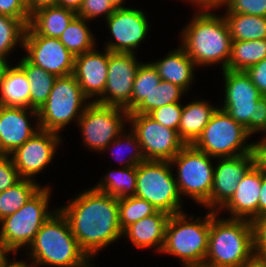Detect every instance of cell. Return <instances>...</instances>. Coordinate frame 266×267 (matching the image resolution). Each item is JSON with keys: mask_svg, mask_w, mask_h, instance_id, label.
Returning <instances> with one entry per match:
<instances>
[{"mask_svg": "<svg viewBox=\"0 0 266 267\" xmlns=\"http://www.w3.org/2000/svg\"><path fill=\"white\" fill-rule=\"evenodd\" d=\"M80 248L92 258L122 235L118 199L92 187L60 208Z\"/></svg>", "mask_w": 266, "mask_h": 267, "instance_id": "1", "label": "cell"}, {"mask_svg": "<svg viewBox=\"0 0 266 267\" xmlns=\"http://www.w3.org/2000/svg\"><path fill=\"white\" fill-rule=\"evenodd\" d=\"M31 267H90L89 257L80 248L65 215L56 210L44 222L30 244ZM92 267V266H91Z\"/></svg>", "mask_w": 266, "mask_h": 267, "instance_id": "2", "label": "cell"}, {"mask_svg": "<svg viewBox=\"0 0 266 267\" xmlns=\"http://www.w3.org/2000/svg\"><path fill=\"white\" fill-rule=\"evenodd\" d=\"M182 32L181 47L195 65H211L222 62L226 70L231 55L232 39L224 17L199 12Z\"/></svg>", "mask_w": 266, "mask_h": 267, "instance_id": "3", "label": "cell"}, {"mask_svg": "<svg viewBox=\"0 0 266 267\" xmlns=\"http://www.w3.org/2000/svg\"><path fill=\"white\" fill-rule=\"evenodd\" d=\"M255 252L253 222L216 219L210 210L208 251L203 267H237Z\"/></svg>", "mask_w": 266, "mask_h": 267, "instance_id": "4", "label": "cell"}, {"mask_svg": "<svg viewBox=\"0 0 266 267\" xmlns=\"http://www.w3.org/2000/svg\"><path fill=\"white\" fill-rule=\"evenodd\" d=\"M204 218L191 221L184 212L171 215L161 252L178 256L184 267H203L208 251L210 211Z\"/></svg>", "mask_w": 266, "mask_h": 267, "instance_id": "5", "label": "cell"}, {"mask_svg": "<svg viewBox=\"0 0 266 267\" xmlns=\"http://www.w3.org/2000/svg\"><path fill=\"white\" fill-rule=\"evenodd\" d=\"M170 161L145 160L137 165L135 196L169 215L182 213L181 195Z\"/></svg>", "mask_w": 266, "mask_h": 267, "instance_id": "6", "label": "cell"}, {"mask_svg": "<svg viewBox=\"0 0 266 267\" xmlns=\"http://www.w3.org/2000/svg\"><path fill=\"white\" fill-rule=\"evenodd\" d=\"M86 99L73 74L57 77L47 101L37 111V127L59 133L72 119L79 120L87 107L83 104Z\"/></svg>", "mask_w": 266, "mask_h": 267, "instance_id": "7", "label": "cell"}, {"mask_svg": "<svg viewBox=\"0 0 266 267\" xmlns=\"http://www.w3.org/2000/svg\"><path fill=\"white\" fill-rule=\"evenodd\" d=\"M249 136L243 125L218 108L192 145L213 158H231L252 152V143H244Z\"/></svg>", "mask_w": 266, "mask_h": 267, "instance_id": "8", "label": "cell"}, {"mask_svg": "<svg viewBox=\"0 0 266 267\" xmlns=\"http://www.w3.org/2000/svg\"><path fill=\"white\" fill-rule=\"evenodd\" d=\"M50 190L41 188L20 209L0 220V235L15 252L21 246H30L44 222L51 216L48 212Z\"/></svg>", "mask_w": 266, "mask_h": 267, "instance_id": "9", "label": "cell"}, {"mask_svg": "<svg viewBox=\"0 0 266 267\" xmlns=\"http://www.w3.org/2000/svg\"><path fill=\"white\" fill-rule=\"evenodd\" d=\"M210 157L193 145H185L170 161L178 167L176 182L181 196L187 195L203 205L208 202L214 175Z\"/></svg>", "mask_w": 266, "mask_h": 267, "instance_id": "10", "label": "cell"}, {"mask_svg": "<svg viewBox=\"0 0 266 267\" xmlns=\"http://www.w3.org/2000/svg\"><path fill=\"white\" fill-rule=\"evenodd\" d=\"M128 115L129 113L123 107L96 102L87 103L86 109L78 120L86 146L97 151L109 148L111 141L122 134Z\"/></svg>", "mask_w": 266, "mask_h": 267, "instance_id": "11", "label": "cell"}, {"mask_svg": "<svg viewBox=\"0 0 266 267\" xmlns=\"http://www.w3.org/2000/svg\"><path fill=\"white\" fill-rule=\"evenodd\" d=\"M145 160L171 161L186 145L172 128L162 126L148 114H129Z\"/></svg>", "mask_w": 266, "mask_h": 267, "instance_id": "12", "label": "cell"}, {"mask_svg": "<svg viewBox=\"0 0 266 267\" xmlns=\"http://www.w3.org/2000/svg\"><path fill=\"white\" fill-rule=\"evenodd\" d=\"M225 99L222 110L243 125L252 135L255 132L256 103L262 98L245 71L223 70Z\"/></svg>", "mask_w": 266, "mask_h": 267, "instance_id": "13", "label": "cell"}, {"mask_svg": "<svg viewBox=\"0 0 266 267\" xmlns=\"http://www.w3.org/2000/svg\"><path fill=\"white\" fill-rule=\"evenodd\" d=\"M32 64L57 77L73 74L75 56L60 42L59 38L38 35L29 25L22 44Z\"/></svg>", "mask_w": 266, "mask_h": 267, "instance_id": "14", "label": "cell"}, {"mask_svg": "<svg viewBox=\"0 0 266 267\" xmlns=\"http://www.w3.org/2000/svg\"><path fill=\"white\" fill-rule=\"evenodd\" d=\"M135 53H114L109 51L108 77L104 93L93 102L102 105L123 107L131 113V95L137 70Z\"/></svg>", "mask_w": 266, "mask_h": 267, "instance_id": "15", "label": "cell"}, {"mask_svg": "<svg viewBox=\"0 0 266 267\" xmlns=\"http://www.w3.org/2000/svg\"><path fill=\"white\" fill-rule=\"evenodd\" d=\"M146 18L141 10L116 8L106 19L115 42H110L105 49L114 53H134L133 50L147 35L149 25Z\"/></svg>", "mask_w": 266, "mask_h": 267, "instance_id": "16", "label": "cell"}, {"mask_svg": "<svg viewBox=\"0 0 266 267\" xmlns=\"http://www.w3.org/2000/svg\"><path fill=\"white\" fill-rule=\"evenodd\" d=\"M60 139L56 132L39 129L11 153L20 177L31 180L35 174L41 172L52 161Z\"/></svg>", "mask_w": 266, "mask_h": 267, "instance_id": "17", "label": "cell"}, {"mask_svg": "<svg viewBox=\"0 0 266 267\" xmlns=\"http://www.w3.org/2000/svg\"><path fill=\"white\" fill-rule=\"evenodd\" d=\"M218 162L217 167H214L211 196L204 205L214 212L221 210L231 199L239 181L255 164L253 152L237 157L221 158V161L219 160ZM218 205L219 207L216 209Z\"/></svg>", "mask_w": 266, "mask_h": 267, "instance_id": "18", "label": "cell"}, {"mask_svg": "<svg viewBox=\"0 0 266 267\" xmlns=\"http://www.w3.org/2000/svg\"><path fill=\"white\" fill-rule=\"evenodd\" d=\"M29 112L38 117L37 110L31 108L0 105V155H10L39 131V127L31 128Z\"/></svg>", "mask_w": 266, "mask_h": 267, "instance_id": "19", "label": "cell"}, {"mask_svg": "<svg viewBox=\"0 0 266 267\" xmlns=\"http://www.w3.org/2000/svg\"><path fill=\"white\" fill-rule=\"evenodd\" d=\"M108 63V49L103 54L94 48L74 58L73 75L88 99L103 95L108 77Z\"/></svg>", "mask_w": 266, "mask_h": 267, "instance_id": "20", "label": "cell"}, {"mask_svg": "<svg viewBox=\"0 0 266 267\" xmlns=\"http://www.w3.org/2000/svg\"><path fill=\"white\" fill-rule=\"evenodd\" d=\"M260 188L261 169L254 164L239 181L233 196L222 208L231 213V219H248L253 222L258 217Z\"/></svg>", "mask_w": 266, "mask_h": 267, "instance_id": "21", "label": "cell"}, {"mask_svg": "<svg viewBox=\"0 0 266 267\" xmlns=\"http://www.w3.org/2000/svg\"><path fill=\"white\" fill-rule=\"evenodd\" d=\"M171 215L163 211L144 217L122 231L138 248L156 247L160 252L165 242L167 223Z\"/></svg>", "mask_w": 266, "mask_h": 267, "instance_id": "22", "label": "cell"}, {"mask_svg": "<svg viewBox=\"0 0 266 267\" xmlns=\"http://www.w3.org/2000/svg\"><path fill=\"white\" fill-rule=\"evenodd\" d=\"M152 64L162 80L176 84L185 91L194 78L193 71L196 65L181 46L169 53L163 60L152 62Z\"/></svg>", "mask_w": 266, "mask_h": 267, "instance_id": "23", "label": "cell"}, {"mask_svg": "<svg viewBox=\"0 0 266 267\" xmlns=\"http://www.w3.org/2000/svg\"><path fill=\"white\" fill-rule=\"evenodd\" d=\"M218 108L212 107L205 101H194L183 106L178 135L186 145H192L201 135Z\"/></svg>", "mask_w": 266, "mask_h": 267, "instance_id": "24", "label": "cell"}, {"mask_svg": "<svg viewBox=\"0 0 266 267\" xmlns=\"http://www.w3.org/2000/svg\"><path fill=\"white\" fill-rule=\"evenodd\" d=\"M76 15L75 12L57 5L47 6L31 14L29 26L38 35L59 38Z\"/></svg>", "mask_w": 266, "mask_h": 267, "instance_id": "25", "label": "cell"}, {"mask_svg": "<svg viewBox=\"0 0 266 267\" xmlns=\"http://www.w3.org/2000/svg\"><path fill=\"white\" fill-rule=\"evenodd\" d=\"M30 82L18 66L9 67L0 82V105L30 108Z\"/></svg>", "mask_w": 266, "mask_h": 267, "instance_id": "26", "label": "cell"}, {"mask_svg": "<svg viewBox=\"0 0 266 267\" xmlns=\"http://www.w3.org/2000/svg\"><path fill=\"white\" fill-rule=\"evenodd\" d=\"M18 66L25 72L30 82V108L38 111L47 101L57 76L30 63L25 57Z\"/></svg>", "mask_w": 266, "mask_h": 267, "instance_id": "27", "label": "cell"}, {"mask_svg": "<svg viewBox=\"0 0 266 267\" xmlns=\"http://www.w3.org/2000/svg\"><path fill=\"white\" fill-rule=\"evenodd\" d=\"M232 41L266 39V17L240 13H226Z\"/></svg>", "mask_w": 266, "mask_h": 267, "instance_id": "28", "label": "cell"}, {"mask_svg": "<svg viewBox=\"0 0 266 267\" xmlns=\"http://www.w3.org/2000/svg\"><path fill=\"white\" fill-rule=\"evenodd\" d=\"M266 58V39L232 41L226 70L246 71Z\"/></svg>", "mask_w": 266, "mask_h": 267, "instance_id": "29", "label": "cell"}, {"mask_svg": "<svg viewBox=\"0 0 266 267\" xmlns=\"http://www.w3.org/2000/svg\"><path fill=\"white\" fill-rule=\"evenodd\" d=\"M111 171L94 188L117 199L135 196L137 166Z\"/></svg>", "mask_w": 266, "mask_h": 267, "instance_id": "30", "label": "cell"}, {"mask_svg": "<svg viewBox=\"0 0 266 267\" xmlns=\"http://www.w3.org/2000/svg\"><path fill=\"white\" fill-rule=\"evenodd\" d=\"M41 187L30 179H21L12 187L0 192V220L20 209Z\"/></svg>", "mask_w": 266, "mask_h": 267, "instance_id": "31", "label": "cell"}, {"mask_svg": "<svg viewBox=\"0 0 266 267\" xmlns=\"http://www.w3.org/2000/svg\"><path fill=\"white\" fill-rule=\"evenodd\" d=\"M82 17L75 16L59 37L60 42L76 57L95 47L94 37Z\"/></svg>", "mask_w": 266, "mask_h": 267, "instance_id": "32", "label": "cell"}, {"mask_svg": "<svg viewBox=\"0 0 266 267\" xmlns=\"http://www.w3.org/2000/svg\"><path fill=\"white\" fill-rule=\"evenodd\" d=\"M184 92L185 90L180 86L161 80L160 84L150 92L148 97L129 114H149L156 108L179 102Z\"/></svg>", "mask_w": 266, "mask_h": 267, "instance_id": "33", "label": "cell"}, {"mask_svg": "<svg viewBox=\"0 0 266 267\" xmlns=\"http://www.w3.org/2000/svg\"><path fill=\"white\" fill-rule=\"evenodd\" d=\"M161 80L152 63L140 64L133 83L131 112L148 97L150 92L160 84Z\"/></svg>", "mask_w": 266, "mask_h": 267, "instance_id": "34", "label": "cell"}, {"mask_svg": "<svg viewBox=\"0 0 266 267\" xmlns=\"http://www.w3.org/2000/svg\"><path fill=\"white\" fill-rule=\"evenodd\" d=\"M118 207L119 223L122 231L129 225L157 211L151 203L136 196L118 199Z\"/></svg>", "mask_w": 266, "mask_h": 267, "instance_id": "35", "label": "cell"}, {"mask_svg": "<svg viewBox=\"0 0 266 267\" xmlns=\"http://www.w3.org/2000/svg\"><path fill=\"white\" fill-rule=\"evenodd\" d=\"M26 25L20 20L0 14V55L7 56L16 44H23Z\"/></svg>", "mask_w": 266, "mask_h": 267, "instance_id": "36", "label": "cell"}, {"mask_svg": "<svg viewBox=\"0 0 266 267\" xmlns=\"http://www.w3.org/2000/svg\"><path fill=\"white\" fill-rule=\"evenodd\" d=\"M183 106L179 102L170 103L152 110L148 115L162 126L178 132Z\"/></svg>", "mask_w": 266, "mask_h": 267, "instance_id": "37", "label": "cell"}, {"mask_svg": "<svg viewBox=\"0 0 266 267\" xmlns=\"http://www.w3.org/2000/svg\"><path fill=\"white\" fill-rule=\"evenodd\" d=\"M115 9V5L110 0H83L77 16L91 20L103 14L107 19Z\"/></svg>", "mask_w": 266, "mask_h": 267, "instance_id": "38", "label": "cell"}, {"mask_svg": "<svg viewBox=\"0 0 266 267\" xmlns=\"http://www.w3.org/2000/svg\"><path fill=\"white\" fill-rule=\"evenodd\" d=\"M227 13H240L266 17V0H226Z\"/></svg>", "mask_w": 266, "mask_h": 267, "instance_id": "39", "label": "cell"}, {"mask_svg": "<svg viewBox=\"0 0 266 267\" xmlns=\"http://www.w3.org/2000/svg\"><path fill=\"white\" fill-rule=\"evenodd\" d=\"M124 140H126L127 146H122L123 145L122 142L125 144ZM111 144L112 145L114 144L113 145L114 147L117 146L118 151L122 150L121 148H123V147L124 148H127L128 146L133 147V149H134L133 153L132 154L130 153V157L128 158V161L125 163L124 167L137 166L141 162L145 161V157L143 155L141 145L138 142L137 136L133 131L131 132V134H128V133L126 135L120 134L116 139H114L113 143L111 142ZM112 154H114V152H112ZM118 155H121V153H119ZM119 161H121V160H119Z\"/></svg>", "mask_w": 266, "mask_h": 267, "instance_id": "40", "label": "cell"}, {"mask_svg": "<svg viewBox=\"0 0 266 267\" xmlns=\"http://www.w3.org/2000/svg\"><path fill=\"white\" fill-rule=\"evenodd\" d=\"M22 178L10 155H0V192L12 187Z\"/></svg>", "mask_w": 266, "mask_h": 267, "instance_id": "41", "label": "cell"}, {"mask_svg": "<svg viewBox=\"0 0 266 267\" xmlns=\"http://www.w3.org/2000/svg\"><path fill=\"white\" fill-rule=\"evenodd\" d=\"M0 14L20 19L26 26L31 18L24 0H0Z\"/></svg>", "mask_w": 266, "mask_h": 267, "instance_id": "42", "label": "cell"}, {"mask_svg": "<svg viewBox=\"0 0 266 267\" xmlns=\"http://www.w3.org/2000/svg\"><path fill=\"white\" fill-rule=\"evenodd\" d=\"M262 97H266V58L245 71Z\"/></svg>", "mask_w": 266, "mask_h": 267, "instance_id": "43", "label": "cell"}, {"mask_svg": "<svg viewBox=\"0 0 266 267\" xmlns=\"http://www.w3.org/2000/svg\"><path fill=\"white\" fill-rule=\"evenodd\" d=\"M255 252L266 257V214L253 221Z\"/></svg>", "mask_w": 266, "mask_h": 267, "instance_id": "44", "label": "cell"}, {"mask_svg": "<svg viewBox=\"0 0 266 267\" xmlns=\"http://www.w3.org/2000/svg\"><path fill=\"white\" fill-rule=\"evenodd\" d=\"M254 163L266 174V137L258 143H252Z\"/></svg>", "mask_w": 266, "mask_h": 267, "instance_id": "45", "label": "cell"}, {"mask_svg": "<svg viewBox=\"0 0 266 267\" xmlns=\"http://www.w3.org/2000/svg\"><path fill=\"white\" fill-rule=\"evenodd\" d=\"M255 112V133L257 131L266 132V97L260 98L256 103Z\"/></svg>", "mask_w": 266, "mask_h": 267, "instance_id": "46", "label": "cell"}, {"mask_svg": "<svg viewBox=\"0 0 266 267\" xmlns=\"http://www.w3.org/2000/svg\"><path fill=\"white\" fill-rule=\"evenodd\" d=\"M24 2L30 15L40 8L57 4V0H24Z\"/></svg>", "mask_w": 266, "mask_h": 267, "instance_id": "47", "label": "cell"}, {"mask_svg": "<svg viewBox=\"0 0 266 267\" xmlns=\"http://www.w3.org/2000/svg\"><path fill=\"white\" fill-rule=\"evenodd\" d=\"M266 214V174L261 171V188L258 202V217Z\"/></svg>", "mask_w": 266, "mask_h": 267, "instance_id": "48", "label": "cell"}, {"mask_svg": "<svg viewBox=\"0 0 266 267\" xmlns=\"http://www.w3.org/2000/svg\"><path fill=\"white\" fill-rule=\"evenodd\" d=\"M237 267H266V257L254 252Z\"/></svg>", "mask_w": 266, "mask_h": 267, "instance_id": "49", "label": "cell"}, {"mask_svg": "<svg viewBox=\"0 0 266 267\" xmlns=\"http://www.w3.org/2000/svg\"><path fill=\"white\" fill-rule=\"evenodd\" d=\"M192 3H196L197 6L200 8V12H207L208 9L211 8H218L219 6L224 5L226 0H189ZM203 9V10H201Z\"/></svg>", "mask_w": 266, "mask_h": 267, "instance_id": "50", "label": "cell"}, {"mask_svg": "<svg viewBox=\"0 0 266 267\" xmlns=\"http://www.w3.org/2000/svg\"><path fill=\"white\" fill-rule=\"evenodd\" d=\"M82 2L83 0H57L56 5L71 10L77 14L81 8Z\"/></svg>", "mask_w": 266, "mask_h": 267, "instance_id": "51", "label": "cell"}, {"mask_svg": "<svg viewBox=\"0 0 266 267\" xmlns=\"http://www.w3.org/2000/svg\"><path fill=\"white\" fill-rule=\"evenodd\" d=\"M13 250L8 246L4 239L0 235V267L6 265L9 261L7 260V253Z\"/></svg>", "mask_w": 266, "mask_h": 267, "instance_id": "52", "label": "cell"}, {"mask_svg": "<svg viewBox=\"0 0 266 267\" xmlns=\"http://www.w3.org/2000/svg\"><path fill=\"white\" fill-rule=\"evenodd\" d=\"M10 67L5 56L0 55V82L5 76L7 69Z\"/></svg>", "mask_w": 266, "mask_h": 267, "instance_id": "53", "label": "cell"}, {"mask_svg": "<svg viewBox=\"0 0 266 267\" xmlns=\"http://www.w3.org/2000/svg\"><path fill=\"white\" fill-rule=\"evenodd\" d=\"M2 267H31L26 262L21 261H12L11 263L8 262L6 265Z\"/></svg>", "mask_w": 266, "mask_h": 267, "instance_id": "54", "label": "cell"}, {"mask_svg": "<svg viewBox=\"0 0 266 267\" xmlns=\"http://www.w3.org/2000/svg\"><path fill=\"white\" fill-rule=\"evenodd\" d=\"M116 8L123 7L124 0H110Z\"/></svg>", "mask_w": 266, "mask_h": 267, "instance_id": "55", "label": "cell"}]
</instances>
